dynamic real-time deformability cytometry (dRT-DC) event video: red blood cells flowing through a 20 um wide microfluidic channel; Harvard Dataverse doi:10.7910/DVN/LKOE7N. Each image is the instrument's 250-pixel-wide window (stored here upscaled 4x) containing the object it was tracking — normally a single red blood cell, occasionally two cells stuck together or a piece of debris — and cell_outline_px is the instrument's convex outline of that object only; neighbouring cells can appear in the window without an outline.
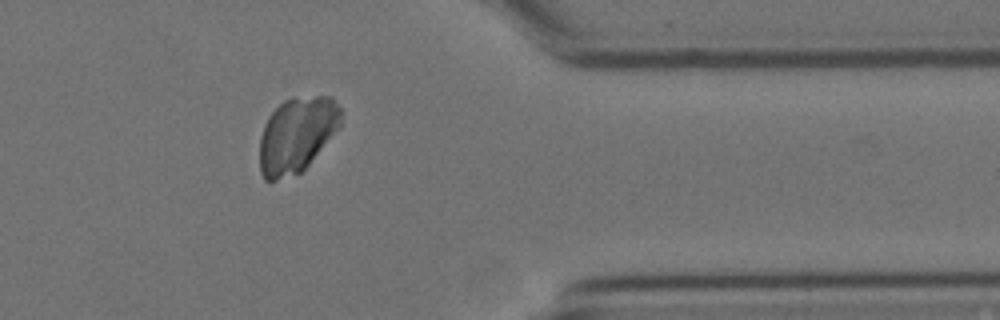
{"species": "Egyptian fruit bat (a non-hibernating species)", "species_latin": "Rousettus aegyptiacus", "temperature_condition": "cold", "stored_images_in_passage": 41, "camera_frame_rate_fps": 3000, "um_per_image_px": 0.085, "animal": {"sex": "female"}, "frame": {"image": 1, "passage_image": 30, "time_ms": 9.667, "image_size_px": [1000, 320], "cell_outline_px": [[340, 124], [308, 164], [300, 172], [276, 180], [264, 180], [260, 172], [260, 136], [264, 124], [268, 116], [284, 100], [292, 96], [332, 96], [340, 108]], "centroid_in_image_um": [25.18, 11.42], "position_along_channel_um": 386.2, "area_um2": 35.2}}
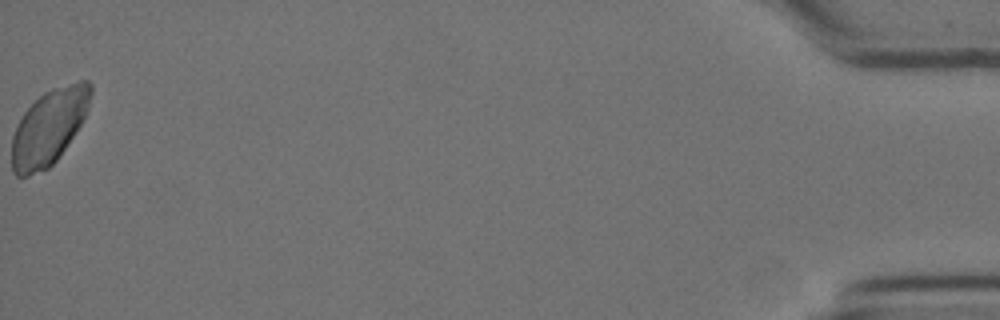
{"frame": {"image": 2, "passage_image": 41, "time_ms": 13.333, "image_size_px": [1000, 320], "cell_outline_px": [[92, 92], [88, 108], [84, 120], [56, 160], [48, 168], [28, 176], [16, 176], [12, 172], [12, 136], [24, 112], [44, 92], [52, 88], [80, 80], [88, 80], [92, 84]], "centroid_in_image_um": [4.17, 10.79], "position_along_channel_um": 431.0, "area_um2": 34.45}}